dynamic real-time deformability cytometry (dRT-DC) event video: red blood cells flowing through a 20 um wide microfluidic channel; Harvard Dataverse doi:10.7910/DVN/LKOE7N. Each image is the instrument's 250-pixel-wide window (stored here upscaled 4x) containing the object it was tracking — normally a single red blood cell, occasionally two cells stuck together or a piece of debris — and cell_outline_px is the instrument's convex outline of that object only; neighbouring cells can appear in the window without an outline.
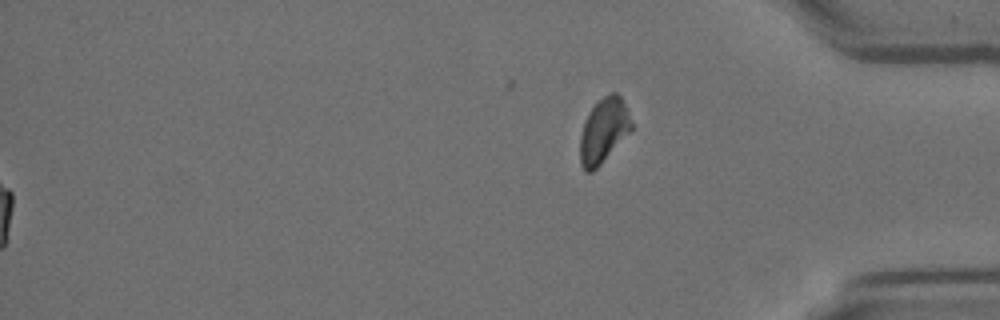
{"species": "Egyptian fruit bat (a non-hibernating species)", "species_latin": "Rousettus aegyptiacus", "temperature_condition": "room temperature", "stored_images_in_passage": 55, "segment_of_instrument_passage": [2, 2], "camera_frame_rate_fps": 3000, "um_per_image_px": 0.085, "animal": {"sex": "female"}, "frame": {"image": 1, "passage_image": 55, "time_ms": 18.0, "image_size_px": [1000, 320], "cell_outline_px": [[632, 128], [600, 164], [592, 172], [584, 172], [580, 164], [580, 136], [584, 120], [588, 112], [596, 100], [612, 92], [616, 92], [620, 96], [628, 112], [632, 124]], "centroid_in_image_um": [51.26, 11.08], "position_along_channel_um": 383.9, "area_um2": 19.19}}